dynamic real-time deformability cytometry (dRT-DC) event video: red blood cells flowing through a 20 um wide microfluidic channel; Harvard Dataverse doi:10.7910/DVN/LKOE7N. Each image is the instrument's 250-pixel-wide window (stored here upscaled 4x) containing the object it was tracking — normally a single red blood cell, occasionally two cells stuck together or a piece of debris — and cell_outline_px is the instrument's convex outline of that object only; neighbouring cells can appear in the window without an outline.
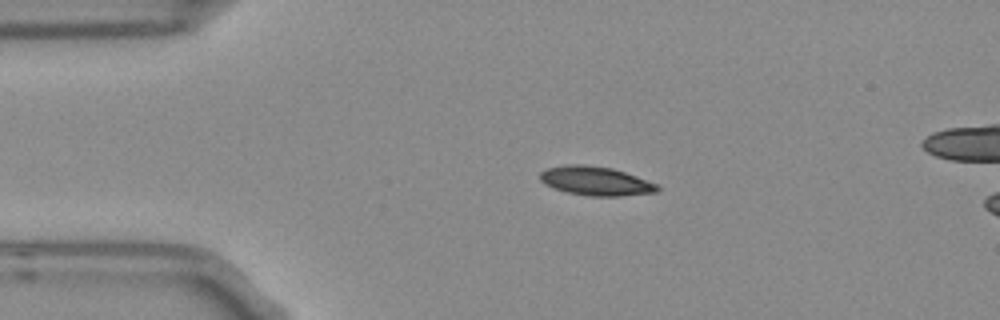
{"species": "Egyptian fruit bat (a non-hibernating species)", "species_latin": "Rousettus aegyptiacus", "temperature_condition": "room temperature", "stored_images_in_passage": 4, "camera_frame_rate_fps": 3000, "um_per_image_px": 0.085, "frame": {"image": 1, "passage_image": 2, "time_ms": 0.333, "image_size_px": [1000, 320], "cell_outline_px": [[660, 188], [656, 192], [620, 196], [588, 196], [568, 192], [552, 188], [544, 184], [540, 180], [540, 172], [548, 168], [564, 164], [584, 164], [612, 168], [636, 176], [656, 184]], "centroid_in_image_um": [50.59, 15.38], "position_along_channel_um": 34.4, "area_um2": 19.77}}